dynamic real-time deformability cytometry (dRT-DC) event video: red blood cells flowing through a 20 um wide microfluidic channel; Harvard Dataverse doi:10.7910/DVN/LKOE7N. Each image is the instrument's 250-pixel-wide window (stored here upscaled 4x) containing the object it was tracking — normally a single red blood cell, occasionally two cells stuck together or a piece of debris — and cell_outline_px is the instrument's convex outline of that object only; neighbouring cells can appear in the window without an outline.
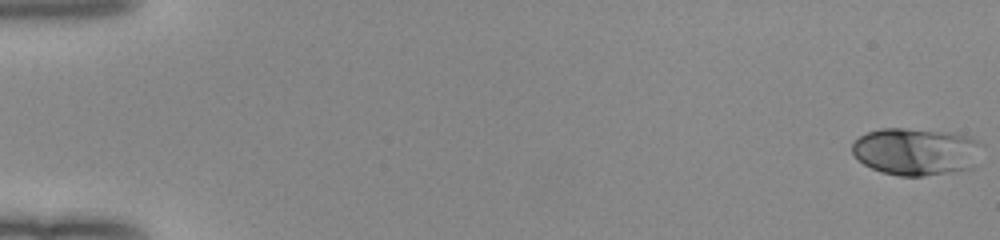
{"species": "human", "species_latin": "Homo sapiens", "temperature_condition": "room temperature", "stored_images_in_passage": 52, "camera_frame_rate_fps": 3000, "um_per_image_px": 0.085, "donor": {"sex": "female"}, "frame": {"image": 1, "passage_image": 1, "time_ms": 0.0, "image_size_px": [1000, 240], "cell_outline_px": [[984, 144], [972, 168], [924, 176], [900, 176], [880, 172], [864, 164], [852, 152], [852, 144], [860, 136], [868, 132], [880, 128], [904, 128], [948, 132], [968, 136]], "centroid_in_image_um": [77.87, 12.88], "position_along_channel_um": 7.1, "area_um2": 35.78}}
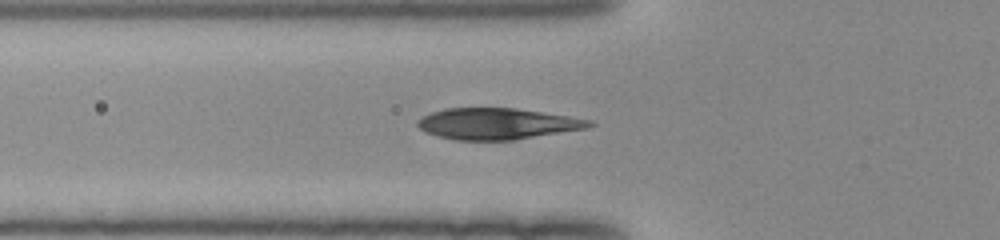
{"frame": {"image": 2, "passage_image": 20, "time_ms": 6.333, "image_size_px": [1000, 240], "cell_outline_px": [[596, 124], [588, 128], [516, 140], [456, 140], [424, 132], [416, 124], [416, 120], [432, 112], [444, 108], [516, 108], [568, 116], [592, 120]], "centroid_in_image_um": [42.28, 10.52], "position_along_channel_um": 83.5, "area_um2": 31.33}}
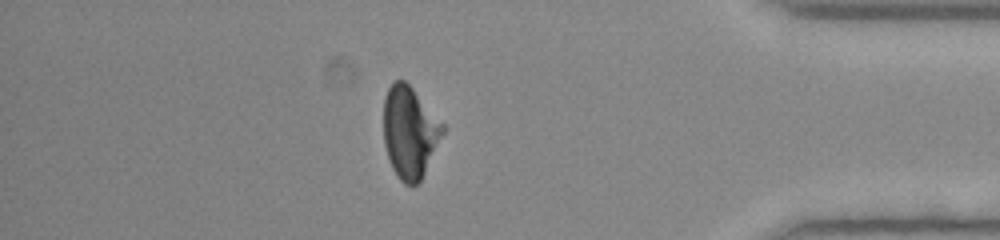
{"frame": {"image": 3, "passage_image": 46, "time_ms": 15.0, "image_size_px": [1000, 240], "cell_outline_px": [[444, 132], [420, 180], [416, 184], [404, 184], [396, 176], [388, 160], [384, 144], [384, 96], [392, 80], [404, 80], [412, 88], [444, 124]], "centroid_in_image_um": [34.79, 11.22], "position_along_channel_um": 400.4, "area_um2": 31.39}, "authors_computed_cell_mechanics": {"area_um2": 32.3969, "velocity_mm_per_s": 4.0128, "shape_relaxation_time_tau1_ms": 3.6341, "shape_relaxation_time_tau2_ms": 0.8351, "deformation_change_tau1": 0.1857, "deformation_change_tau2": 0.052}}